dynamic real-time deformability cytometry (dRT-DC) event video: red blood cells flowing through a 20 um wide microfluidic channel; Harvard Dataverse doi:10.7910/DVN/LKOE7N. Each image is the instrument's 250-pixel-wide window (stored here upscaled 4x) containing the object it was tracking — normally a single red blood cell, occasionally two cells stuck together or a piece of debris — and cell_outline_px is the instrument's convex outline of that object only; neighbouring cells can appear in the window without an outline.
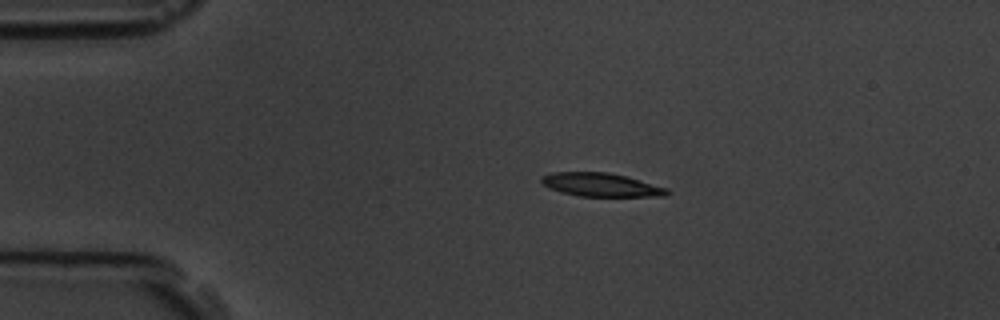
{"species": "common noctule bat (a hibernating species)", "species_latin": "Nyctalus noctula", "temperature_condition": "room temperature", "stored_images_in_passage": 6, "camera_frame_rate_fps": 3000, "um_per_image_px": 0.085, "animal": {"sex": "male", "body_mass_g": 19.5, "forearm_length_mm": 54.6}, "frame": {"image": 1, "passage_image": 3, "time_ms": 2.333, "image_size_px": [1000, 320], "cell_outline_px": [[672, 192], [664, 196], [580, 196], [560, 192], [548, 188], [540, 180], [540, 176], [552, 172], [608, 172], [624, 176], [668, 188]], "centroid_in_image_um": [51.05, 15.71], "position_along_channel_um": 33.9, "area_um2": 17.17}}
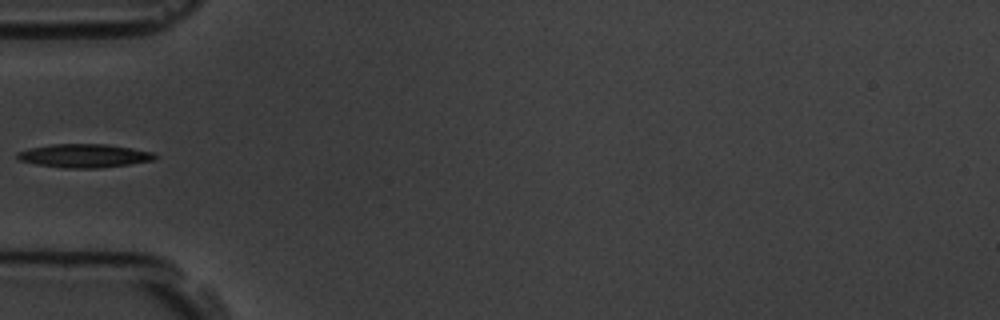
{"frame": {"image": 2, "passage_image": 5, "time_ms": 4.667, "image_size_px": [1000, 320], "cell_outline_px": [[160, 156], [156, 160], [100, 168], [60, 168], [36, 164], [20, 160], [16, 156], [16, 152], [28, 148], [52, 144], [104, 144], [132, 148], [152, 152]], "centroid_in_image_um": [7.16, 13.24], "position_along_channel_um": 77.8, "area_um2": 19.02}}
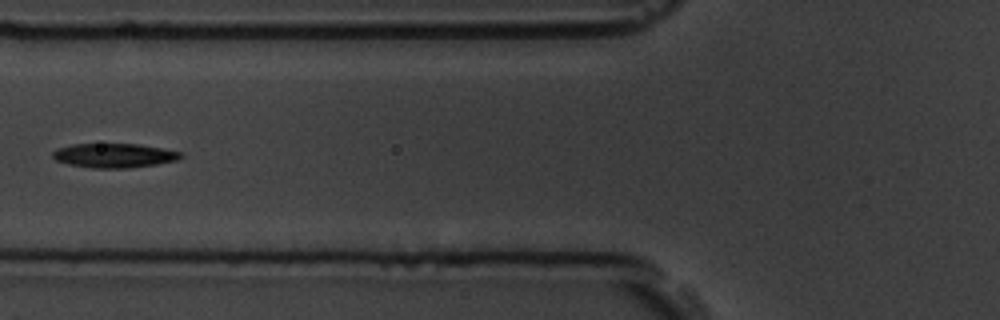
{"frame": {"image": 3, "passage_image": 6, "time_ms": 5.667, "image_size_px": [1000, 320], "cell_outline_px": [[184, 156], [176, 160], [156, 164], [128, 168], [92, 168], [68, 164], [56, 160], [52, 156], [52, 152], [56, 148], [72, 144], [140, 144], [180, 152]], "centroid_in_image_um": [9.66, 13.21], "position_along_channel_um": 116.1, "area_um2": 18.03}}